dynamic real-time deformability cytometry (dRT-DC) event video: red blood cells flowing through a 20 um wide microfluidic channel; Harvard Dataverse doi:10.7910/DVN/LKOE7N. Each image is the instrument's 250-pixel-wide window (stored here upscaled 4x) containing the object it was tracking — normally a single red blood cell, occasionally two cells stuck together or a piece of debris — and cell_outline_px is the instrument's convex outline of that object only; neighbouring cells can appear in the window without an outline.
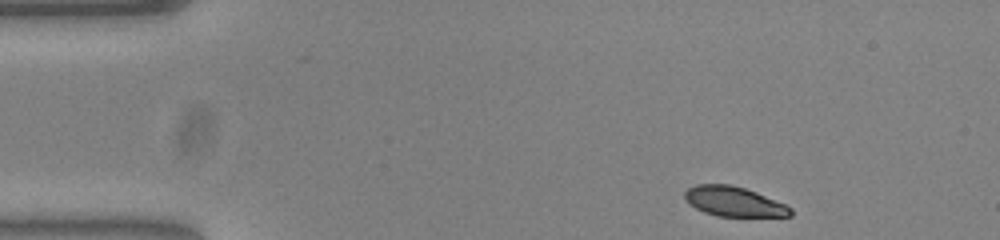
{"species": "common noctule bat (a hibernating species)", "species_latin": "Nyctalus noctula", "temperature_condition": "warm", "stored_images_in_passage": 48, "camera_frame_rate_fps": 3000, "um_per_image_px": 0.085, "animal": {"sex": "female", "body_mass_g": 23.0, "forearm_length_mm": 53.4}, "frame": {"image": 1, "passage_image": 1, "time_ms": 0.0, "image_size_px": [1000, 240], "cell_outline_px": [[792, 216], [716, 216], [704, 212], [688, 204], [684, 196], [684, 192], [688, 188], [696, 184], [728, 184], [744, 188], [756, 192], [784, 204], [792, 208]], "centroid_in_image_um": [62.34, 17.13], "position_along_channel_um": 22.7, "area_um2": 18.26}}
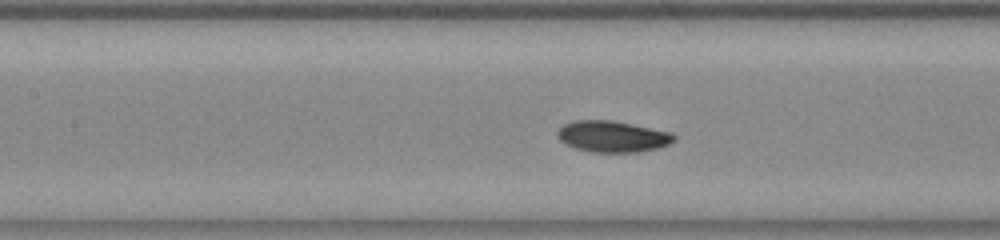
{"frame": {"image": 2, "passage_image": 18, "time_ms": 5.667, "image_size_px": [1000, 240], "cell_outline_px": [[676, 140], [660, 148], [640, 152], [592, 152], [576, 148], [564, 144], [556, 136], [556, 132], [564, 124], [576, 120], [612, 120], [672, 132], [676, 136]], "centroid_in_image_um": [52.08, 11.6], "position_along_channel_um": 155.3, "area_um2": 21.44}}
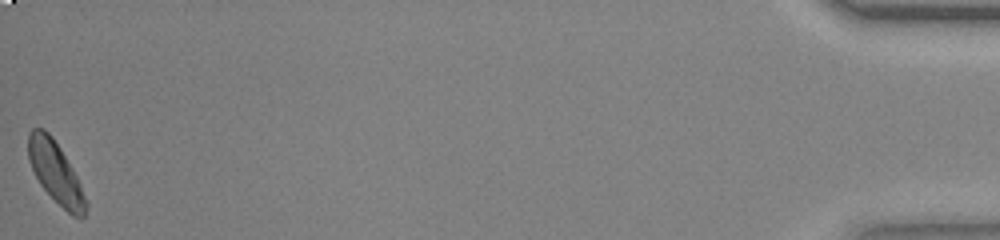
{"frame": {"image": 3, "passage_image": 48, "time_ms": 15.667, "image_size_px": [1000, 240], "cell_outline_px": [[88, 204], [84, 216], [72, 216], [40, 184], [28, 160], [28, 136], [32, 128], [44, 128], [52, 136], [60, 148], [76, 176], [80, 184]], "centroid_in_image_um": [4.71, 14.63], "position_along_channel_um": 430.5, "area_um2": 20.06}, "authors_computed_cell_mechanics": {"area_um2": 20.6346, "velocity_mm_per_s": 3.7643, "shape_relaxation_time_tau1_ms": 3.5478, "shape_relaxation_time_tau2_ms": 11.3284, "deformation_change_tau1": 0.1274, "deformation_change_tau2": 0.1335}}